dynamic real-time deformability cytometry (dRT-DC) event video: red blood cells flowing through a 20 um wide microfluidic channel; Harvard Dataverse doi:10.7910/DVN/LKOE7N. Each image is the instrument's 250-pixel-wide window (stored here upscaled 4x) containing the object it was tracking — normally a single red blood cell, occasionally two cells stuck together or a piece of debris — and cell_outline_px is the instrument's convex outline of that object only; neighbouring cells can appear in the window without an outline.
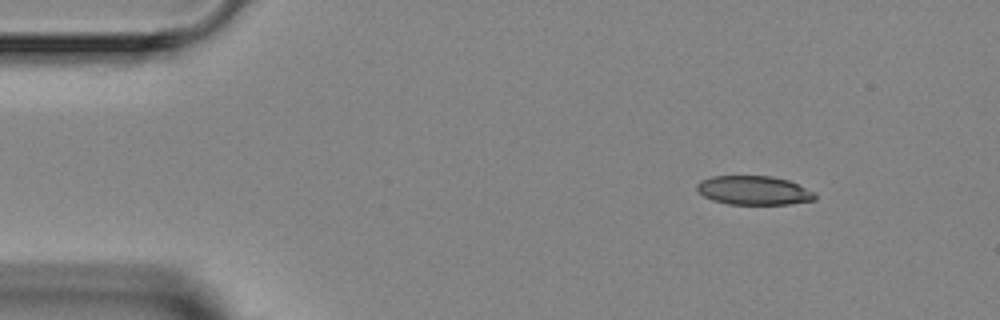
{"species": "Egyptian fruit bat (a non-hibernating species)", "species_latin": "Rousettus aegyptiacus", "temperature_condition": "room temperature", "stored_images_in_passage": 3, "camera_frame_rate_fps": 3000, "um_per_image_px": 0.085, "animal": {"sex": "female"}, "frame": {"image": 1, "passage_image": 1, "time_ms": 0.0, "image_size_px": [1000, 320], "cell_outline_px": [[816, 200], [788, 204], [728, 204], [712, 200], [704, 196], [696, 188], [696, 184], [700, 180], [712, 176], [772, 176], [788, 180], [816, 192]], "centroid_in_image_um": [64.08, 16.18], "position_along_channel_um": 20.9, "area_um2": 20.0}}